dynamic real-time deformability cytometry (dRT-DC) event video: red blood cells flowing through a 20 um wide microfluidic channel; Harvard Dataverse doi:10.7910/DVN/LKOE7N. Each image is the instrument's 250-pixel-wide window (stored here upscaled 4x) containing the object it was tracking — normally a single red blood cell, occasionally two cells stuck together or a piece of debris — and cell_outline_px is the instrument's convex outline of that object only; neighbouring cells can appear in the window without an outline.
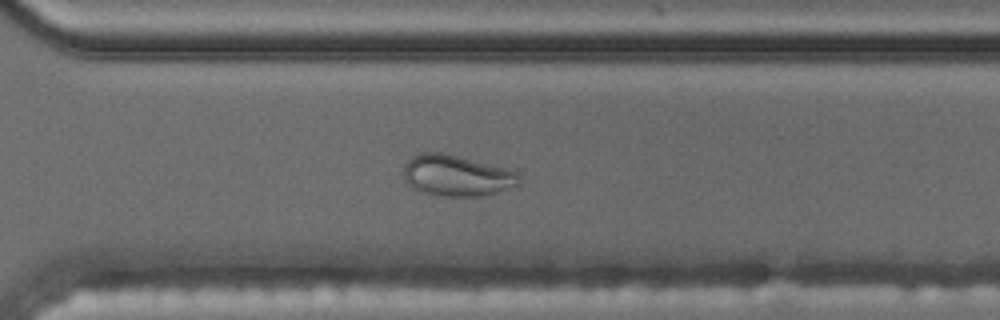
{"species": "common noctule bat (a hibernating species)", "species_latin": "Nyctalus noctula", "temperature_condition": "cold", "stored_images_in_passage": 57, "camera_frame_rate_fps": 3000, "um_per_image_px": 0.085, "animal": {"sex": "male", "body_mass_g": 17.5, "forearm_length_mm": 52.3}, "frame": {"image": 1, "passage_image": 41, "time_ms": 13.333, "image_size_px": [1000, 320], "cell_outline_px": [[520, 184], [484, 196], [440, 196], [424, 192], [412, 188], [408, 184], [404, 176], [404, 164], [412, 156], [420, 152], [440, 152], [504, 168], [516, 172], [520, 176]], "centroid_in_image_um": [38.78, 14.93], "position_along_channel_um": 331.8, "area_um2": 27.34}}